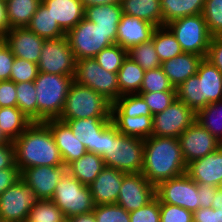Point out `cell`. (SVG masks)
<instances>
[{
	"label": "cell",
	"instance_id": "59",
	"mask_svg": "<svg viewBox=\"0 0 222 222\" xmlns=\"http://www.w3.org/2000/svg\"><path fill=\"white\" fill-rule=\"evenodd\" d=\"M212 208L222 210V190L217 189L213 201H212Z\"/></svg>",
	"mask_w": 222,
	"mask_h": 222
},
{
	"label": "cell",
	"instance_id": "50",
	"mask_svg": "<svg viewBox=\"0 0 222 222\" xmlns=\"http://www.w3.org/2000/svg\"><path fill=\"white\" fill-rule=\"evenodd\" d=\"M0 107H17L16 85L13 81H0Z\"/></svg>",
	"mask_w": 222,
	"mask_h": 222
},
{
	"label": "cell",
	"instance_id": "47",
	"mask_svg": "<svg viewBox=\"0 0 222 222\" xmlns=\"http://www.w3.org/2000/svg\"><path fill=\"white\" fill-rule=\"evenodd\" d=\"M130 222H160V201L155 196L149 203L129 212Z\"/></svg>",
	"mask_w": 222,
	"mask_h": 222
},
{
	"label": "cell",
	"instance_id": "22",
	"mask_svg": "<svg viewBox=\"0 0 222 222\" xmlns=\"http://www.w3.org/2000/svg\"><path fill=\"white\" fill-rule=\"evenodd\" d=\"M186 174L198 184L218 186L222 179V145L205 157L188 163Z\"/></svg>",
	"mask_w": 222,
	"mask_h": 222
},
{
	"label": "cell",
	"instance_id": "14",
	"mask_svg": "<svg viewBox=\"0 0 222 222\" xmlns=\"http://www.w3.org/2000/svg\"><path fill=\"white\" fill-rule=\"evenodd\" d=\"M196 121V112L179 99L153 115L152 136L179 138Z\"/></svg>",
	"mask_w": 222,
	"mask_h": 222
},
{
	"label": "cell",
	"instance_id": "27",
	"mask_svg": "<svg viewBox=\"0 0 222 222\" xmlns=\"http://www.w3.org/2000/svg\"><path fill=\"white\" fill-rule=\"evenodd\" d=\"M120 4L123 13L163 26L161 0H121Z\"/></svg>",
	"mask_w": 222,
	"mask_h": 222
},
{
	"label": "cell",
	"instance_id": "1",
	"mask_svg": "<svg viewBox=\"0 0 222 222\" xmlns=\"http://www.w3.org/2000/svg\"><path fill=\"white\" fill-rule=\"evenodd\" d=\"M187 164L178 138L150 136L144 139L142 175L155 187L186 173Z\"/></svg>",
	"mask_w": 222,
	"mask_h": 222
},
{
	"label": "cell",
	"instance_id": "58",
	"mask_svg": "<svg viewBox=\"0 0 222 222\" xmlns=\"http://www.w3.org/2000/svg\"><path fill=\"white\" fill-rule=\"evenodd\" d=\"M81 1L84 7L92 5L117 4L121 2V0H81Z\"/></svg>",
	"mask_w": 222,
	"mask_h": 222
},
{
	"label": "cell",
	"instance_id": "35",
	"mask_svg": "<svg viewBox=\"0 0 222 222\" xmlns=\"http://www.w3.org/2000/svg\"><path fill=\"white\" fill-rule=\"evenodd\" d=\"M151 39L161 63L183 53L175 35L166 25L156 27Z\"/></svg>",
	"mask_w": 222,
	"mask_h": 222
},
{
	"label": "cell",
	"instance_id": "10",
	"mask_svg": "<svg viewBox=\"0 0 222 222\" xmlns=\"http://www.w3.org/2000/svg\"><path fill=\"white\" fill-rule=\"evenodd\" d=\"M73 81L90 87L112 103L120 98L117 73L106 71L94 58L76 61Z\"/></svg>",
	"mask_w": 222,
	"mask_h": 222
},
{
	"label": "cell",
	"instance_id": "16",
	"mask_svg": "<svg viewBox=\"0 0 222 222\" xmlns=\"http://www.w3.org/2000/svg\"><path fill=\"white\" fill-rule=\"evenodd\" d=\"M111 117H90L87 119L66 120L74 136L86 147L87 152L103 155L105 128Z\"/></svg>",
	"mask_w": 222,
	"mask_h": 222
},
{
	"label": "cell",
	"instance_id": "34",
	"mask_svg": "<svg viewBox=\"0 0 222 222\" xmlns=\"http://www.w3.org/2000/svg\"><path fill=\"white\" fill-rule=\"evenodd\" d=\"M31 123L18 107H0V129L11 141L17 139Z\"/></svg>",
	"mask_w": 222,
	"mask_h": 222
},
{
	"label": "cell",
	"instance_id": "28",
	"mask_svg": "<svg viewBox=\"0 0 222 222\" xmlns=\"http://www.w3.org/2000/svg\"><path fill=\"white\" fill-rule=\"evenodd\" d=\"M122 13L120 3L92 5L85 7L84 18L96 23L102 30H117Z\"/></svg>",
	"mask_w": 222,
	"mask_h": 222
},
{
	"label": "cell",
	"instance_id": "36",
	"mask_svg": "<svg viewBox=\"0 0 222 222\" xmlns=\"http://www.w3.org/2000/svg\"><path fill=\"white\" fill-rule=\"evenodd\" d=\"M111 116H153L148 105L139 94H126L112 103Z\"/></svg>",
	"mask_w": 222,
	"mask_h": 222
},
{
	"label": "cell",
	"instance_id": "9",
	"mask_svg": "<svg viewBox=\"0 0 222 222\" xmlns=\"http://www.w3.org/2000/svg\"><path fill=\"white\" fill-rule=\"evenodd\" d=\"M166 26L175 35L183 52L206 58L212 35L202 14L175 19Z\"/></svg>",
	"mask_w": 222,
	"mask_h": 222
},
{
	"label": "cell",
	"instance_id": "11",
	"mask_svg": "<svg viewBox=\"0 0 222 222\" xmlns=\"http://www.w3.org/2000/svg\"><path fill=\"white\" fill-rule=\"evenodd\" d=\"M155 196L160 203L177 205L193 213L200 208L198 183L186 173L160 182L155 187Z\"/></svg>",
	"mask_w": 222,
	"mask_h": 222
},
{
	"label": "cell",
	"instance_id": "31",
	"mask_svg": "<svg viewBox=\"0 0 222 222\" xmlns=\"http://www.w3.org/2000/svg\"><path fill=\"white\" fill-rule=\"evenodd\" d=\"M113 125L126 136L147 139L152 136L153 116H111Z\"/></svg>",
	"mask_w": 222,
	"mask_h": 222
},
{
	"label": "cell",
	"instance_id": "13",
	"mask_svg": "<svg viewBox=\"0 0 222 222\" xmlns=\"http://www.w3.org/2000/svg\"><path fill=\"white\" fill-rule=\"evenodd\" d=\"M37 201L34 191L20 179L0 194V218L3 222H24Z\"/></svg>",
	"mask_w": 222,
	"mask_h": 222
},
{
	"label": "cell",
	"instance_id": "40",
	"mask_svg": "<svg viewBox=\"0 0 222 222\" xmlns=\"http://www.w3.org/2000/svg\"><path fill=\"white\" fill-rule=\"evenodd\" d=\"M64 218L62 210L51 199H45L36 202L25 221L61 222Z\"/></svg>",
	"mask_w": 222,
	"mask_h": 222
},
{
	"label": "cell",
	"instance_id": "37",
	"mask_svg": "<svg viewBox=\"0 0 222 222\" xmlns=\"http://www.w3.org/2000/svg\"><path fill=\"white\" fill-rule=\"evenodd\" d=\"M196 122L222 143V100L212 102L197 111Z\"/></svg>",
	"mask_w": 222,
	"mask_h": 222
},
{
	"label": "cell",
	"instance_id": "39",
	"mask_svg": "<svg viewBox=\"0 0 222 222\" xmlns=\"http://www.w3.org/2000/svg\"><path fill=\"white\" fill-rule=\"evenodd\" d=\"M127 56L136 62L144 71L161 67V61L157 55L152 39L127 51Z\"/></svg>",
	"mask_w": 222,
	"mask_h": 222
},
{
	"label": "cell",
	"instance_id": "24",
	"mask_svg": "<svg viewBox=\"0 0 222 222\" xmlns=\"http://www.w3.org/2000/svg\"><path fill=\"white\" fill-rule=\"evenodd\" d=\"M41 3L65 33L84 18L85 7L81 0H42Z\"/></svg>",
	"mask_w": 222,
	"mask_h": 222
},
{
	"label": "cell",
	"instance_id": "32",
	"mask_svg": "<svg viewBox=\"0 0 222 222\" xmlns=\"http://www.w3.org/2000/svg\"><path fill=\"white\" fill-rule=\"evenodd\" d=\"M42 0H5L9 28L27 27Z\"/></svg>",
	"mask_w": 222,
	"mask_h": 222
},
{
	"label": "cell",
	"instance_id": "56",
	"mask_svg": "<svg viewBox=\"0 0 222 222\" xmlns=\"http://www.w3.org/2000/svg\"><path fill=\"white\" fill-rule=\"evenodd\" d=\"M9 29L6 2L0 0V37L3 38Z\"/></svg>",
	"mask_w": 222,
	"mask_h": 222
},
{
	"label": "cell",
	"instance_id": "20",
	"mask_svg": "<svg viewBox=\"0 0 222 222\" xmlns=\"http://www.w3.org/2000/svg\"><path fill=\"white\" fill-rule=\"evenodd\" d=\"M156 26L138 17L122 13L117 27L116 44L129 50L143 42L151 40Z\"/></svg>",
	"mask_w": 222,
	"mask_h": 222
},
{
	"label": "cell",
	"instance_id": "6",
	"mask_svg": "<svg viewBox=\"0 0 222 222\" xmlns=\"http://www.w3.org/2000/svg\"><path fill=\"white\" fill-rule=\"evenodd\" d=\"M112 102L90 87L72 82L65 101L60 121L111 117Z\"/></svg>",
	"mask_w": 222,
	"mask_h": 222
},
{
	"label": "cell",
	"instance_id": "43",
	"mask_svg": "<svg viewBox=\"0 0 222 222\" xmlns=\"http://www.w3.org/2000/svg\"><path fill=\"white\" fill-rule=\"evenodd\" d=\"M202 15L212 36H222V0H205Z\"/></svg>",
	"mask_w": 222,
	"mask_h": 222
},
{
	"label": "cell",
	"instance_id": "4",
	"mask_svg": "<svg viewBox=\"0 0 222 222\" xmlns=\"http://www.w3.org/2000/svg\"><path fill=\"white\" fill-rule=\"evenodd\" d=\"M102 158L105 167L125 173H141L144 158V139L121 134L112 121L105 128Z\"/></svg>",
	"mask_w": 222,
	"mask_h": 222
},
{
	"label": "cell",
	"instance_id": "7",
	"mask_svg": "<svg viewBox=\"0 0 222 222\" xmlns=\"http://www.w3.org/2000/svg\"><path fill=\"white\" fill-rule=\"evenodd\" d=\"M76 60L94 58L104 48L116 44L117 30H102L96 23L83 18L66 33Z\"/></svg>",
	"mask_w": 222,
	"mask_h": 222
},
{
	"label": "cell",
	"instance_id": "2",
	"mask_svg": "<svg viewBox=\"0 0 222 222\" xmlns=\"http://www.w3.org/2000/svg\"><path fill=\"white\" fill-rule=\"evenodd\" d=\"M15 164L22 172L37 166H64L53 135L44 122H32L15 140Z\"/></svg>",
	"mask_w": 222,
	"mask_h": 222
},
{
	"label": "cell",
	"instance_id": "21",
	"mask_svg": "<svg viewBox=\"0 0 222 222\" xmlns=\"http://www.w3.org/2000/svg\"><path fill=\"white\" fill-rule=\"evenodd\" d=\"M44 123L48 126L53 135L64 166L79 159L87 152L84 144L78 141L66 122L60 121L59 119H51L44 121Z\"/></svg>",
	"mask_w": 222,
	"mask_h": 222
},
{
	"label": "cell",
	"instance_id": "60",
	"mask_svg": "<svg viewBox=\"0 0 222 222\" xmlns=\"http://www.w3.org/2000/svg\"><path fill=\"white\" fill-rule=\"evenodd\" d=\"M13 144L12 141L0 129V145Z\"/></svg>",
	"mask_w": 222,
	"mask_h": 222
},
{
	"label": "cell",
	"instance_id": "26",
	"mask_svg": "<svg viewBox=\"0 0 222 222\" xmlns=\"http://www.w3.org/2000/svg\"><path fill=\"white\" fill-rule=\"evenodd\" d=\"M105 168L101 155L86 152L67 165V171L84 185H90Z\"/></svg>",
	"mask_w": 222,
	"mask_h": 222
},
{
	"label": "cell",
	"instance_id": "3",
	"mask_svg": "<svg viewBox=\"0 0 222 222\" xmlns=\"http://www.w3.org/2000/svg\"><path fill=\"white\" fill-rule=\"evenodd\" d=\"M175 91L176 99L197 112L212 102L222 100V73L203 58L196 75L179 84Z\"/></svg>",
	"mask_w": 222,
	"mask_h": 222
},
{
	"label": "cell",
	"instance_id": "23",
	"mask_svg": "<svg viewBox=\"0 0 222 222\" xmlns=\"http://www.w3.org/2000/svg\"><path fill=\"white\" fill-rule=\"evenodd\" d=\"M125 172L105 167L88 185L95 206L117 203Z\"/></svg>",
	"mask_w": 222,
	"mask_h": 222
},
{
	"label": "cell",
	"instance_id": "8",
	"mask_svg": "<svg viewBox=\"0 0 222 222\" xmlns=\"http://www.w3.org/2000/svg\"><path fill=\"white\" fill-rule=\"evenodd\" d=\"M51 200L62 210L65 217L89 213L95 208L89 186L82 184L68 171L57 183Z\"/></svg>",
	"mask_w": 222,
	"mask_h": 222
},
{
	"label": "cell",
	"instance_id": "30",
	"mask_svg": "<svg viewBox=\"0 0 222 222\" xmlns=\"http://www.w3.org/2000/svg\"><path fill=\"white\" fill-rule=\"evenodd\" d=\"M27 28L45 40L66 36L57 20H54L50 11L42 3L31 18Z\"/></svg>",
	"mask_w": 222,
	"mask_h": 222
},
{
	"label": "cell",
	"instance_id": "33",
	"mask_svg": "<svg viewBox=\"0 0 222 222\" xmlns=\"http://www.w3.org/2000/svg\"><path fill=\"white\" fill-rule=\"evenodd\" d=\"M205 0H161L163 26L186 16L202 14Z\"/></svg>",
	"mask_w": 222,
	"mask_h": 222
},
{
	"label": "cell",
	"instance_id": "62",
	"mask_svg": "<svg viewBox=\"0 0 222 222\" xmlns=\"http://www.w3.org/2000/svg\"><path fill=\"white\" fill-rule=\"evenodd\" d=\"M217 188L222 190V179H221L220 183L218 184Z\"/></svg>",
	"mask_w": 222,
	"mask_h": 222
},
{
	"label": "cell",
	"instance_id": "53",
	"mask_svg": "<svg viewBox=\"0 0 222 222\" xmlns=\"http://www.w3.org/2000/svg\"><path fill=\"white\" fill-rule=\"evenodd\" d=\"M21 179L19 168H5L0 170V194Z\"/></svg>",
	"mask_w": 222,
	"mask_h": 222
},
{
	"label": "cell",
	"instance_id": "48",
	"mask_svg": "<svg viewBox=\"0 0 222 222\" xmlns=\"http://www.w3.org/2000/svg\"><path fill=\"white\" fill-rule=\"evenodd\" d=\"M160 222H193V212L166 203H160Z\"/></svg>",
	"mask_w": 222,
	"mask_h": 222
},
{
	"label": "cell",
	"instance_id": "54",
	"mask_svg": "<svg viewBox=\"0 0 222 222\" xmlns=\"http://www.w3.org/2000/svg\"><path fill=\"white\" fill-rule=\"evenodd\" d=\"M5 168H18L15 164L13 144L0 145V170Z\"/></svg>",
	"mask_w": 222,
	"mask_h": 222
},
{
	"label": "cell",
	"instance_id": "38",
	"mask_svg": "<svg viewBox=\"0 0 222 222\" xmlns=\"http://www.w3.org/2000/svg\"><path fill=\"white\" fill-rule=\"evenodd\" d=\"M17 107L32 122H37V94L34 82L15 83Z\"/></svg>",
	"mask_w": 222,
	"mask_h": 222
},
{
	"label": "cell",
	"instance_id": "45",
	"mask_svg": "<svg viewBox=\"0 0 222 222\" xmlns=\"http://www.w3.org/2000/svg\"><path fill=\"white\" fill-rule=\"evenodd\" d=\"M39 69L36 63L22 58H14L10 81L14 83L31 82L38 76Z\"/></svg>",
	"mask_w": 222,
	"mask_h": 222
},
{
	"label": "cell",
	"instance_id": "41",
	"mask_svg": "<svg viewBox=\"0 0 222 222\" xmlns=\"http://www.w3.org/2000/svg\"><path fill=\"white\" fill-rule=\"evenodd\" d=\"M126 57L127 50L118 44H114L104 48L94 59L106 71L117 73Z\"/></svg>",
	"mask_w": 222,
	"mask_h": 222
},
{
	"label": "cell",
	"instance_id": "18",
	"mask_svg": "<svg viewBox=\"0 0 222 222\" xmlns=\"http://www.w3.org/2000/svg\"><path fill=\"white\" fill-rule=\"evenodd\" d=\"M67 166H37L24 169L21 179L34 191L38 200L51 199Z\"/></svg>",
	"mask_w": 222,
	"mask_h": 222
},
{
	"label": "cell",
	"instance_id": "51",
	"mask_svg": "<svg viewBox=\"0 0 222 222\" xmlns=\"http://www.w3.org/2000/svg\"><path fill=\"white\" fill-rule=\"evenodd\" d=\"M206 59L222 73V36L212 37Z\"/></svg>",
	"mask_w": 222,
	"mask_h": 222
},
{
	"label": "cell",
	"instance_id": "15",
	"mask_svg": "<svg viewBox=\"0 0 222 222\" xmlns=\"http://www.w3.org/2000/svg\"><path fill=\"white\" fill-rule=\"evenodd\" d=\"M155 197V186L142 173H125L117 204L127 212L142 208Z\"/></svg>",
	"mask_w": 222,
	"mask_h": 222
},
{
	"label": "cell",
	"instance_id": "49",
	"mask_svg": "<svg viewBox=\"0 0 222 222\" xmlns=\"http://www.w3.org/2000/svg\"><path fill=\"white\" fill-rule=\"evenodd\" d=\"M14 58L11 49L5 44L4 38L0 37V81L10 80Z\"/></svg>",
	"mask_w": 222,
	"mask_h": 222
},
{
	"label": "cell",
	"instance_id": "12",
	"mask_svg": "<svg viewBox=\"0 0 222 222\" xmlns=\"http://www.w3.org/2000/svg\"><path fill=\"white\" fill-rule=\"evenodd\" d=\"M76 58L66 36L45 40L38 61L39 72L74 76Z\"/></svg>",
	"mask_w": 222,
	"mask_h": 222
},
{
	"label": "cell",
	"instance_id": "55",
	"mask_svg": "<svg viewBox=\"0 0 222 222\" xmlns=\"http://www.w3.org/2000/svg\"><path fill=\"white\" fill-rule=\"evenodd\" d=\"M217 186L198 184L200 207L210 208Z\"/></svg>",
	"mask_w": 222,
	"mask_h": 222
},
{
	"label": "cell",
	"instance_id": "44",
	"mask_svg": "<svg viewBox=\"0 0 222 222\" xmlns=\"http://www.w3.org/2000/svg\"><path fill=\"white\" fill-rule=\"evenodd\" d=\"M94 216L96 222H130V215L117 203L95 206Z\"/></svg>",
	"mask_w": 222,
	"mask_h": 222
},
{
	"label": "cell",
	"instance_id": "19",
	"mask_svg": "<svg viewBox=\"0 0 222 222\" xmlns=\"http://www.w3.org/2000/svg\"><path fill=\"white\" fill-rule=\"evenodd\" d=\"M3 38L14 57L38 64L45 39L27 27L9 29Z\"/></svg>",
	"mask_w": 222,
	"mask_h": 222
},
{
	"label": "cell",
	"instance_id": "52",
	"mask_svg": "<svg viewBox=\"0 0 222 222\" xmlns=\"http://www.w3.org/2000/svg\"><path fill=\"white\" fill-rule=\"evenodd\" d=\"M195 222H222V210L200 207L193 213Z\"/></svg>",
	"mask_w": 222,
	"mask_h": 222
},
{
	"label": "cell",
	"instance_id": "5",
	"mask_svg": "<svg viewBox=\"0 0 222 222\" xmlns=\"http://www.w3.org/2000/svg\"><path fill=\"white\" fill-rule=\"evenodd\" d=\"M33 82L37 94V122L59 119L73 76L39 72Z\"/></svg>",
	"mask_w": 222,
	"mask_h": 222
},
{
	"label": "cell",
	"instance_id": "25",
	"mask_svg": "<svg viewBox=\"0 0 222 222\" xmlns=\"http://www.w3.org/2000/svg\"><path fill=\"white\" fill-rule=\"evenodd\" d=\"M203 58V56L183 52L172 59L162 62L161 68L171 84L176 88L189 77L196 75Z\"/></svg>",
	"mask_w": 222,
	"mask_h": 222
},
{
	"label": "cell",
	"instance_id": "61",
	"mask_svg": "<svg viewBox=\"0 0 222 222\" xmlns=\"http://www.w3.org/2000/svg\"><path fill=\"white\" fill-rule=\"evenodd\" d=\"M61 222H72V220L69 217H65Z\"/></svg>",
	"mask_w": 222,
	"mask_h": 222
},
{
	"label": "cell",
	"instance_id": "46",
	"mask_svg": "<svg viewBox=\"0 0 222 222\" xmlns=\"http://www.w3.org/2000/svg\"><path fill=\"white\" fill-rule=\"evenodd\" d=\"M139 95L148 105L152 115L163 112L176 99V91L139 93Z\"/></svg>",
	"mask_w": 222,
	"mask_h": 222
},
{
	"label": "cell",
	"instance_id": "17",
	"mask_svg": "<svg viewBox=\"0 0 222 222\" xmlns=\"http://www.w3.org/2000/svg\"><path fill=\"white\" fill-rule=\"evenodd\" d=\"M186 164L216 151L219 142L211 133L196 121L178 138Z\"/></svg>",
	"mask_w": 222,
	"mask_h": 222
},
{
	"label": "cell",
	"instance_id": "42",
	"mask_svg": "<svg viewBox=\"0 0 222 222\" xmlns=\"http://www.w3.org/2000/svg\"><path fill=\"white\" fill-rule=\"evenodd\" d=\"M175 91L174 86L165 75L162 68L147 70L144 73L139 93Z\"/></svg>",
	"mask_w": 222,
	"mask_h": 222
},
{
	"label": "cell",
	"instance_id": "57",
	"mask_svg": "<svg viewBox=\"0 0 222 222\" xmlns=\"http://www.w3.org/2000/svg\"><path fill=\"white\" fill-rule=\"evenodd\" d=\"M69 218L72 222H96L93 211L85 214H78Z\"/></svg>",
	"mask_w": 222,
	"mask_h": 222
},
{
	"label": "cell",
	"instance_id": "29",
	"mask_svg": "<svg viewBox=\"0 0 222 222\" xmlns=\"http://www.w3.org/2000/svg\"><path fill=\"white\" fill-rule=\"evenodd\" d=\"M145 71L130 57H126L117 72L120 97L126 94H139Z\"/></svg>",
	"mask_w": 222,
	"mask_h": 222
}]
</instances>
